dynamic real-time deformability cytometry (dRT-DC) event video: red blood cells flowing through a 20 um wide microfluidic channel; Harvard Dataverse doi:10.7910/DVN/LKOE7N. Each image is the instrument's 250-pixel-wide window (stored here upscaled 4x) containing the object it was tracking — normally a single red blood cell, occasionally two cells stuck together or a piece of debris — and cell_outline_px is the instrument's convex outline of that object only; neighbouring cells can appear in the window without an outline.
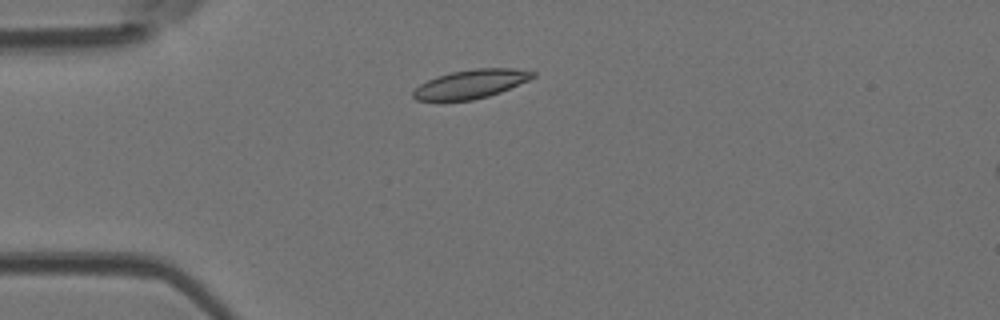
{"species": "Egyptian fruit bat (a non-hibernating species)", "species_latin": "Rousettus aegyptiacus", "temperature_condition": "room temperature", "stored_images_in_passage": 4, "camera_frame_rate_fps": 3000, "um_per_image_px": 0.085, "animal": {"sex": "female"}, "frame": {"image": 1, "passage_image": 3, "time_ms": 0.667, "image_size_px": [1000, 320], "cell_outline_px": [[536, 76], [528, 80], [500, 92], [488, 96], [472, 100], [416, 100], [412, 96], [412, 92], [420, 84], [436, 76], [452, 72], [476, 68], [512, 68], [536, 72]], "centroid_in_image_um": [40.02, 7.13], "position_along_channel_um": 45.0, "area_um2": 19.83}}